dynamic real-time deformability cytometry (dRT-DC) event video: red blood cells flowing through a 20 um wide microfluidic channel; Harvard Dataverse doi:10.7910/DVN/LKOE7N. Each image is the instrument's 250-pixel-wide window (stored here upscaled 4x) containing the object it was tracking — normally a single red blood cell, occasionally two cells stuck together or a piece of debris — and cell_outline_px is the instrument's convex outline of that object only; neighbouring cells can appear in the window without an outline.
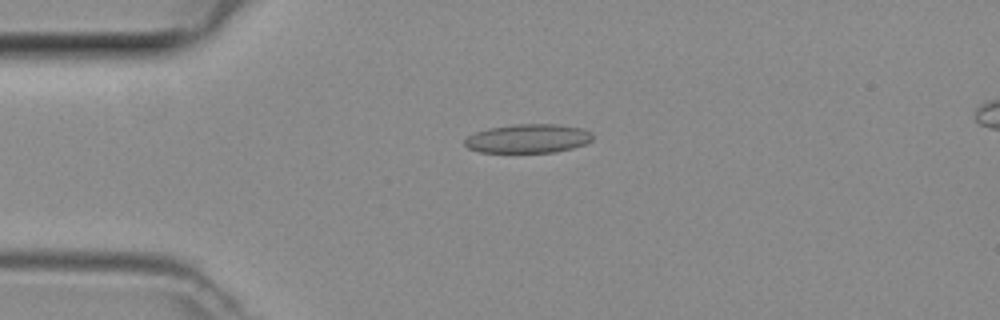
{"species": "common noctule bat (a hibernating species)", "species_latin": "Nyctalus noctula", "temperature_condition": "room temperature", "stored_images_in_passage": 45, "camera_frame_rate_fps": 3000, "um_per_image_px": 0.085, "animal": {"sex": "female", "body_mass_g": 29.2, "forearm_length_mm": 56.3}, "frame": {"image": 1, "passage_image": 9, "time_ms": 2.667, "image_size_px": [1000, 320], "cell_outline_px": [[592, 140], [584, 144], [572, 148], [556, 152], [480, 152], [468, 148], [464, 144], [464, 140], [468, 136], [476, 132], [488, 128], [516, 124], [556, 124], [584, 128], [592, 132]], "centroid_in_image_um": [44.9, 11.77], "position_along_channel_um": 40.1, "area_um2": 21.56}}
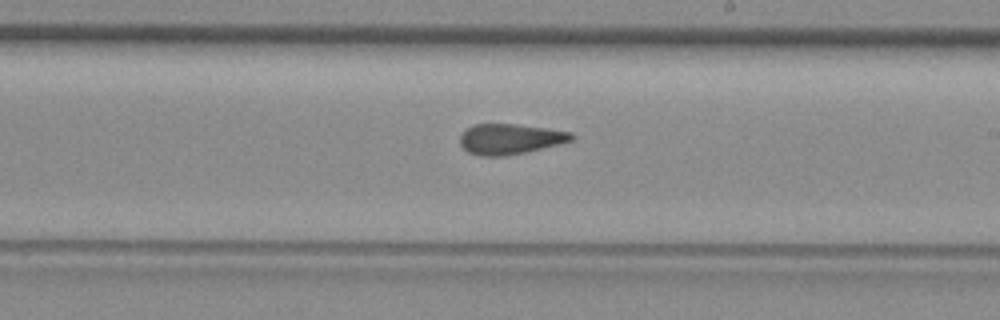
{"frame": {"image": 2, "passage_image": 25, "time_ms": 8.0, "image_size_px": [1000, 320], "cell_outline_px": [[576, 136], [572, 140], [560, 144], [524, 152], [504, 156], [480, 156], [468, 152], [460, 144], [460, 136], [468, 128], [476, 124], [512, 124], [544, 128], [572, 132]], "centroid_in_image_um": [43.36, 11.82], "position_along_channel_um": 245.6, "area_um2": 19.54}}
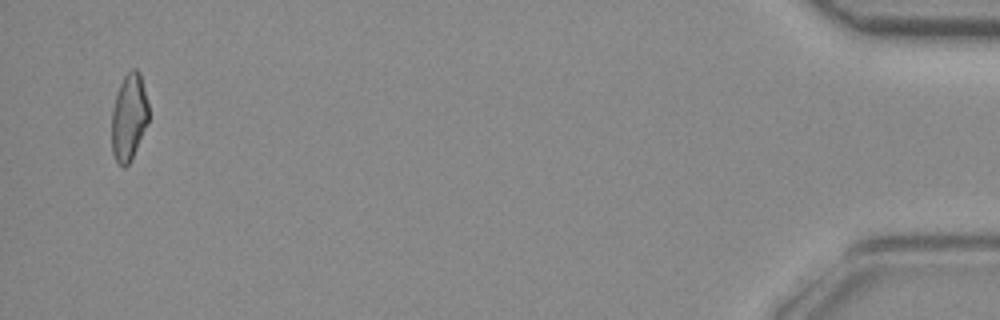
{"frame": {"image": 3, "passage_image": 44, "time_ms": 14.333, "image_size_px": [1000, 320], "cell_outline_px": [[148, 120], [132, 160], [124, 168], [116, 160], [112, 152], [112, 112], [116, 92], [124, 76], [132, 68], [136, 68], [140, 72], [148, 104]], "centroid_in_image_um": [10.95, 9.95], "position_along_channel_um": 424.2, "area_um2": 18.61}}